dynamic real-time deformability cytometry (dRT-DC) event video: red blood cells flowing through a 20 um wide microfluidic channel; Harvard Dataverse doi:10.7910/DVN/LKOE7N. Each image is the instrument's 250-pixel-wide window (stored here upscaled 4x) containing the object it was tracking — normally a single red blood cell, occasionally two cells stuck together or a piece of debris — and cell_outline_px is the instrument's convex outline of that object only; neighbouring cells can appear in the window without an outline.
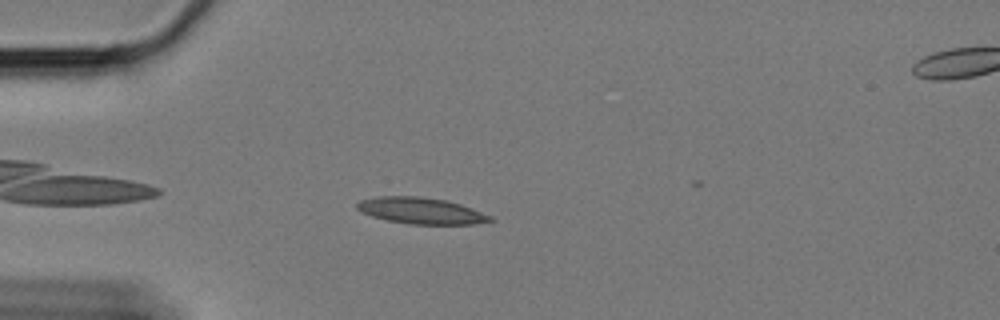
{"species": "Egyptian fruit bat (a non-hibernating species)", "species_latin": "Rousettus aegyptiacus", "temperature_condition": "cold", "stored_images_in_passage": 38, "camera_frame_rate_fps": 3000, "um_per_image_px": 0.085, "animal": {"sex": "female"}, "frame": {"image": 1, "passage_image": 1, "time_ms": 0.0, "image_size_px": [1000, 320], "cell_outline_px": [[496, 220], [476, 224], [408, 224], [388, 220], [372, 216], [360, 212], [356, 208], [356, 204], [360, 200], [376, 196], [416, 196], [444, 200], [460, 204], [492, 216]], "centroid_in_image_um": [35.77, 17.91], "position_along_channel_um": 49.2, "area_um2": 20.4}}
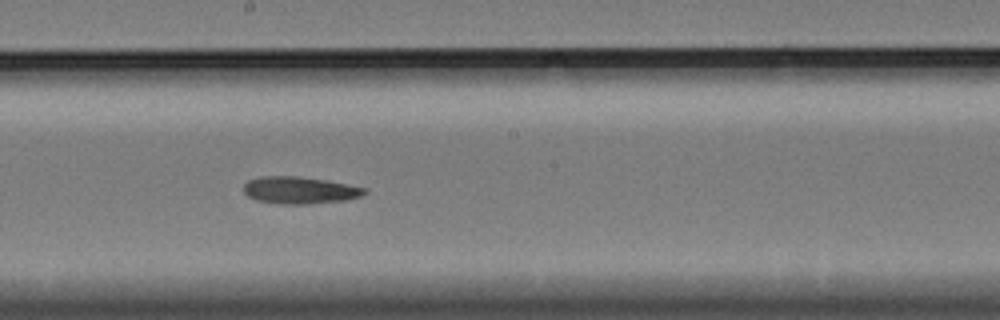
{"frame": {"image": 2, "passage_image": 18, "time_ms": 5.667, "image_size_px": [1000, 320], "cell_outline_px": [[368, 192], [360, 196], [344, 200], [308, 204], [280, 204], [256, 200], [248, 196], [244, 192], [244, 184], [248, 180], [260, 176], [296, 176], [324, 180], [364, 188]], "centroid_in_image_um": [25.41, 16.17], "position_along_channel_um": 222.8, "area_um2": 18.84}}
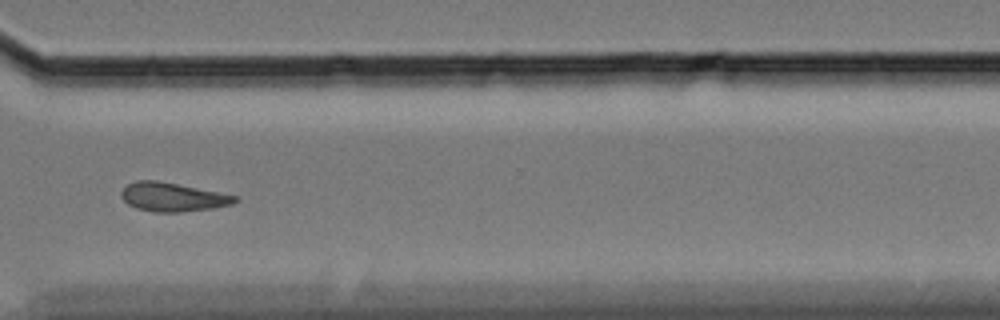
{"frame": {"image": 3, "passage_image": 30, "time_ms": 9.667, "image_size_px": [1000, 320], "cell_outline_px": [[240, 200], [232, 204], [212, 208], [180, 212], [152, 212], [136, 208], [128, 204], [120, 196], [120, 192], [128, 184], [136, 180], [156, 180], [236, 196]], "centroid_in_image_um": [14.63, 16.76], "position_along_channel_um": 356.0, "area_um2": 18.84}}